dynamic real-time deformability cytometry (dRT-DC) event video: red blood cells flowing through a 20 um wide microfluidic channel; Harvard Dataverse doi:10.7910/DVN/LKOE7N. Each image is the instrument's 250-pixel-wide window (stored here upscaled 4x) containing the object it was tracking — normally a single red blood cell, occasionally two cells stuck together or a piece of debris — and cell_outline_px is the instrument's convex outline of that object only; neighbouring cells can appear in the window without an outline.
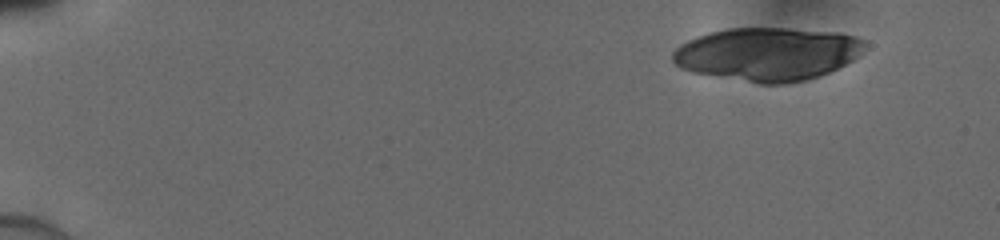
{"species": "human", "species_latin": "Homo sapiens", "temperature_condition": "cold", "stored_images_in_passage": 16, "camera_frame_rate_fps": 3000, "um_per_image_px": 0.085, "donor": {"sex": "male"}, "frame": {"image": 1, "passage_image": 1, "time_ms": 0.0, "image_size_px": [1000, 240], "cell_outline_px": [[864, 44], [860, 56], [820, 76], [804, 80], [784, 84], [760, 84], [692, 72], [680, 68], [672, 60], [672, 52], [680, 44], [696, 36], [728, 28], [788, 28], [840, 32], [856, 36], [864, 40]], "centroid_in_image_um": [65.23, 4.59], "position_along_channel_um": 19.8, "area_um2": 59.71}}